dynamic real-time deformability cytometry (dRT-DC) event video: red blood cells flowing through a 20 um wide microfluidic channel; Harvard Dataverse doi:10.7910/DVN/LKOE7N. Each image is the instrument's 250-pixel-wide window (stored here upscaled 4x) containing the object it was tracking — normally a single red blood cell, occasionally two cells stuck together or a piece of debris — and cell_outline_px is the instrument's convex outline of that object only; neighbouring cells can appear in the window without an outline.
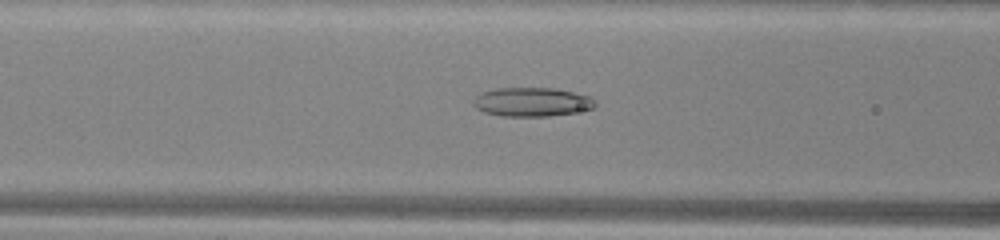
{"species": "common noctule bat (a hibernating species)", "species_latin": "Nyctalus noctula", "temperature_condition": "warm", "stored_images_in_passage": 43, "camera_frame_rate_fps": 3000, "um_per_image_px": 0.085, "animal": {"sex": "male", "body_mass_g": 13.0, "forearm_length_mm": 53.1}, "frame": {"image": 1, "passage_image": 13, "time_ms": 4.0, "image_size_px": [1000, 240], "cell_outline_px": [[596, 104], [592, 108], [572, 112], [548, 116], [500, 116], [484, 112], [476, 108], [472, 104], [472, 100], [480, 92], [496, 88], [556, 88], [588, 96]], "centroid_in_image_um": [45.12, 8.66], "position_along_channel_um": 121.5, "area_um2": 20.4}}
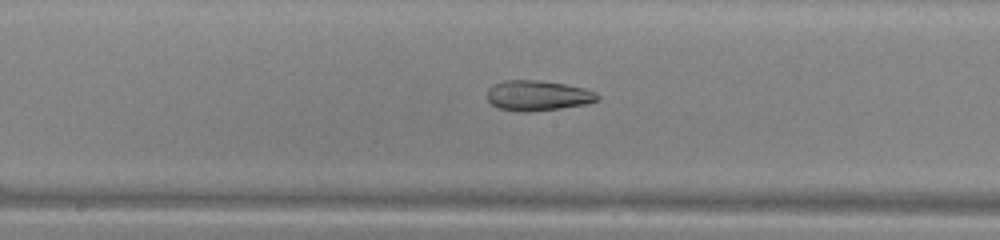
{"frame": {"image": 2, "passage_image": 19, "time_ms": 6.0, "image_size_px": [1000, 240], "cell_outline_px": [[600, 96], [596, 100], [584, 104], [560, 108], [528, 112], [520, 112], [500, 108], [492, 104], [488, 100], [488, 88], [492, 84], [504, 80], [540, 80], [564, 84], [584, 88], [596, 92]], "centroid_in_image_um": [45.68, 8.11], "position_along_channel_um": 202.5, "area_um2": 19.36}}
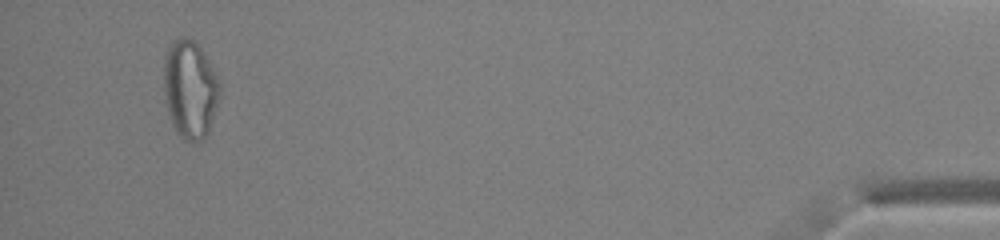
{"frame": {"image": 3, "passage_image": 41, "time_ms": 13.333, "image_size_px": [1000, 240], "cell_outline_px": [[220, 96], [208, 132], [204, 140], [192, 144], [184, 140], [176, 132], [172, 124], [168, 112], [164, 92], [164, 60], [168, 48], [172, 40], [180, 36], [184, 36], [192, 40], [200, 48], [216, 72], [220, 80]], "centroid_in_image_um": [16.16, 7.61], "position_along_channel_um": 419.0, "area_um2": 32.31}, "authors_computed_cell_mechanics": {"area_um2": 24.0448, "velocity_mm_per_s": 4.057, "shape_relaxation_time_tau1_ms": null, "shape_relaxation_time_tau2_ms": 3.5409, "deformation_change_tau1": null, "deformation_change_tau2": 0.1208}}